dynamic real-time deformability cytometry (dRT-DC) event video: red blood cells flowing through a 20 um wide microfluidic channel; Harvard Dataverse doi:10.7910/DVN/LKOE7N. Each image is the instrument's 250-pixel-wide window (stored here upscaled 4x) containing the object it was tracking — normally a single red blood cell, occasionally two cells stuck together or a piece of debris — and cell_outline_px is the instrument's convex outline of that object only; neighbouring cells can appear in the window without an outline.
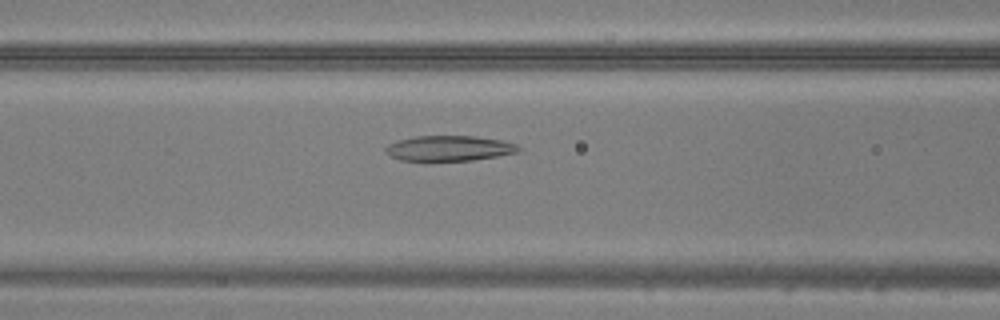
{"species": "common noctule bat (a hibernating species)", "species_latin": "Nyctalus noctula", "temperature_condition": "warm", "stored_images_in_passage": 36, "camera_frame_rate_fps": 3000, "um_per_image_px": 0.085, "animal": {"sex": "male", "body_mass_g": 20.5, "forearm_length_mm": 52.5}, "frame": {"image": 1, "passage_image": 8, "time_ms": 2.333, "image_size_px": [1000, 320], "cell_outline_px": [[520, 152], [472, 160], [432, 164], [424, 164], [400, 160], [384, 152], [384, 148], [388, 144], [396, 140], [416, 136], [476, 136], [500, 140], [516, 144], [520, 148]], "centroid_in_image_um": [38.08, 12.66], "position_along_channel_um": 128.5, "area_um2": 20.63}}
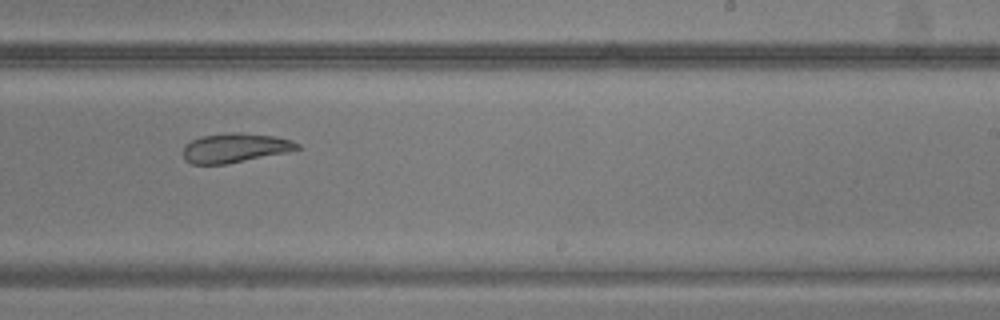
{"frame": {"image": 2, "passage_image": 18, "time_ms": 5.667, "image_size_px": [1000, 320], "cell_outline_px": [[300, 148], [288, 152], [224, 164], [192, 164], [184, 160], [184, 144], [200, 136], [232, 132], [272, 136], [292, 140], [300, 144]], "centroid_in_image_um": [19.95, 12.57], "position_along_channel_um": 269.0, "area_um2": 19.31}}
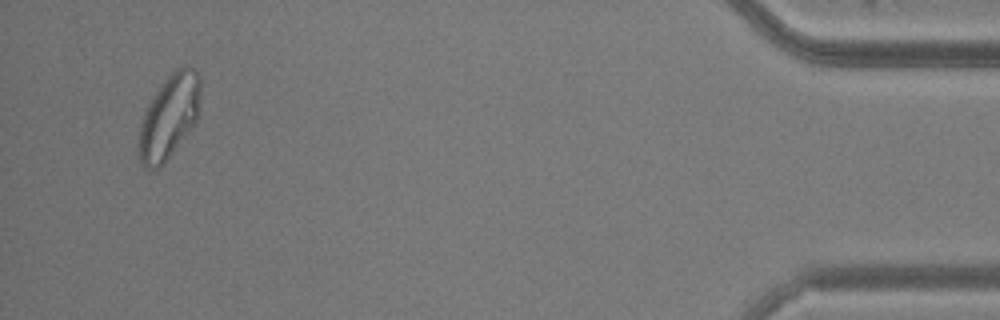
{"frame": {"image": 3, "passage_image": 34, "time_ms": 11.0, "image_size_px": [1000, 320], "cell_outline_px": [[200, 92], [196, 124], [164, 164], [160, 168], [144, 168], [140, 164], [140, 124], [144, 112], [152, 96], [160, 84], [176, 68], [192, 68], [200, 76]], "centroid_in_image_um": [14.38, 9.94], "position_along_channel_um": 420.8, "area_um2": 30.0}}